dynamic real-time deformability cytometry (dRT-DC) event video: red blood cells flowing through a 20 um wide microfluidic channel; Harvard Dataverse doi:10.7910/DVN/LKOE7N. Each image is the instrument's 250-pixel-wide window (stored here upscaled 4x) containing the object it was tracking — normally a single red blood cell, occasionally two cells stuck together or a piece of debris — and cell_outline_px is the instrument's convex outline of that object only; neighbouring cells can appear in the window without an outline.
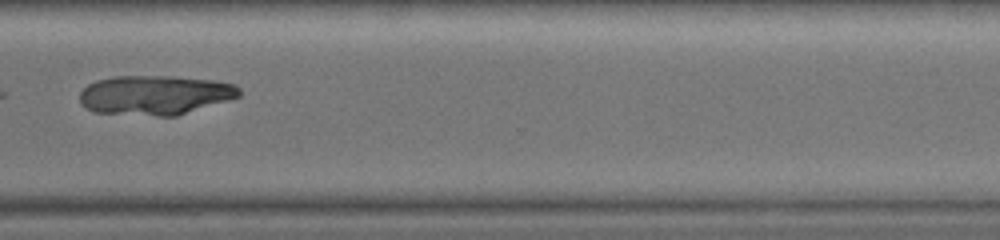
{"species": "common noctule bat (a hibernating species)", "species_latin": "Nyctalus noctula", "temperature_condition": "warm", "stored_images_in_passage": 38, "camera_frame_rate_fps": 3000, "um_per_image_px": 0.085, "animal": {"sex": "female", "body_mass_g": 19.0, "forearm_length_mm": 51.5}, "frame": {"image": 1, "passage_image": 33, "time_ms": 10.667, "image_size_px": [1000, 240], "cell_outline_px": [[240, 96], [228, 100], [176, 116], [156, 116], [92, 112], [84, 108], [80, 104], [80, 92], [88, 84], [96, 80], [112, 76], [172, 76], [212, 80], [236, 84], [240, 88]], "centroid_in_image_um": [13.14, 8.08], "position_along_channel_um": 357.5, "area_um2": 36.93}}